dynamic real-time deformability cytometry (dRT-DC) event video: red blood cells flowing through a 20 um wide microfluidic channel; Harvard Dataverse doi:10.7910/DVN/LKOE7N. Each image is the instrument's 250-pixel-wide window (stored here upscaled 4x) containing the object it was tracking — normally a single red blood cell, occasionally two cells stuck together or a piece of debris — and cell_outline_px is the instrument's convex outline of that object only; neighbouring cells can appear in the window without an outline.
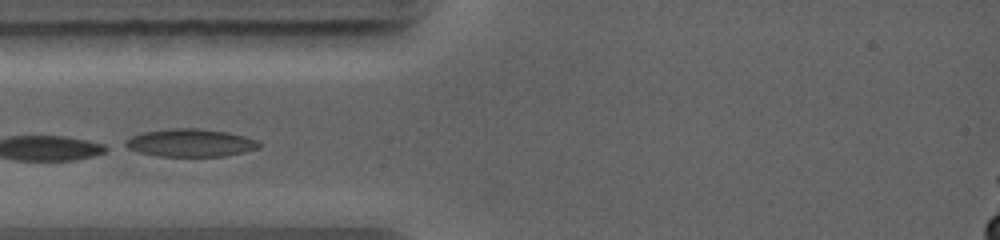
{"species": "common noctule bat (a hibernating species)", "species_latin": "Nyctalus noctula", "temperature_condition": "warm", "stored_images_in_passage": 11, "camera_frame_rate_fps": 5000, "um_per_image_px": 0.085, "animal": {"sex": "female", "body_mass_g": 19.0, "forearm_length_mm": 56.7}, "frame": {"image": 1, "passage_image": 1, "time_ms": 0.0, "image_size_px": [1000, 240], "cell_outline_px": [[260, 148], [244, 152], [224, 156], [160, 156], [140, 152], [128, 148], [120, 144], [132, 136], [144, 132], [168, 128], [196, 128], [228, 132], [244, 136], [256, 140], [260, 144]], "centroid_in_image_um": [16.17, 12.13], "position_along_channel_um": 68.8, "area_um2": 21.62}}